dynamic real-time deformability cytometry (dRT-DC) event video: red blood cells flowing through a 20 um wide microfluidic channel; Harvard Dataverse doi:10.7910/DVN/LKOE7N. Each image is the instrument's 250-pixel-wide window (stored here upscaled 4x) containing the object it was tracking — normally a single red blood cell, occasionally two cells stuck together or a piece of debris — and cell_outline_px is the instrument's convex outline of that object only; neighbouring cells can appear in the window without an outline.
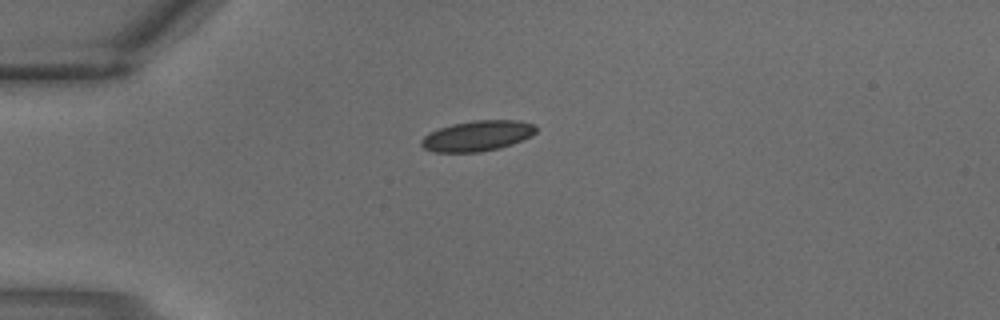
{"species": "common noctule bat (a hibernating species)", "species_latin": "Nyctalus noctula", "temperature_condition": "warm", "stored_images_in_passage": 3, "camera_frame_rate_fps": 3000, "um_per_image_px": 0.085, "animal": {"sex": "male", "body_mass_g": 18.8}, "frame": {"image": 1, "passage_image": 3, "time_ms": 0.667, "image_size_px": [1000, 320], "cell_outline_px": [[536, 132], [532, 136], [524, 140], [500, 148], [480, 152], [432, 152], [424, 148], [420, 144], [420, 140], [428, 132], [452, 124], [472, 120], [520, 120], [536, 124]], "centroid_in_image_um": [40.59, 11.54], "position_along_channel_um": 44.4, "area_um2": 20.69}}